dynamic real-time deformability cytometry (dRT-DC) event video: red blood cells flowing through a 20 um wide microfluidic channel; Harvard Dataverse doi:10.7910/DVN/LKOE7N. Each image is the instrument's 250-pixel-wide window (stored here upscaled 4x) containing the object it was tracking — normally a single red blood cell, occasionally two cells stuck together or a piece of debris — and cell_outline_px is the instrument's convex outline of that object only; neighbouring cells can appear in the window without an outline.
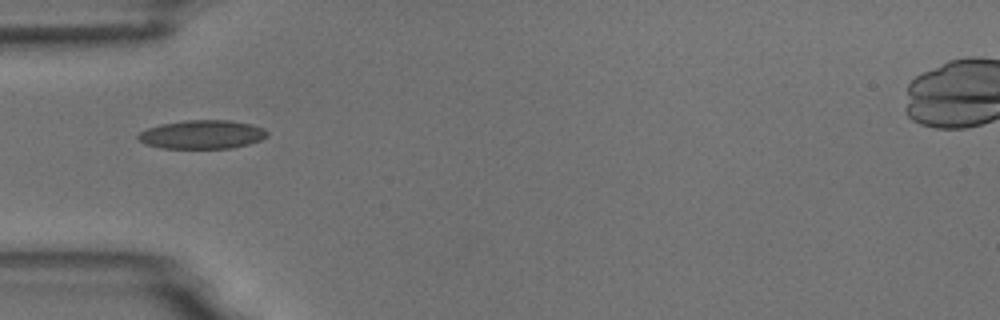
{"species": "common noctule bat (a hibernating species)", "species_latin": "Nyctalus noctula", "temperature_condition": "room temperature", "stored_images_in_passage": 4, "camera_frame_rate_fps": 3000, "um_per_image_px": 0.085, "animal": {"sex": "male", "body_mass_g": 18.8}, "frame": {"image": 1, "passage_image": 4, "time_ms": 3.667, "image_size_px": [1000, 320], "cell_outline_px": [[268, 136], [260, 140], [248, 144], [232, 148], [160, 148], [148, 144], [140, 140], [136, 136], [140, 132], [148, 128], [160, 124], [184, 120], [232, 120], [252, 124], [264, 128], [268, 132]], "centroid_in_image_um": [17.21, 11.42], "position_along_channel_um": 67.8, "area_um2": 21.62}}